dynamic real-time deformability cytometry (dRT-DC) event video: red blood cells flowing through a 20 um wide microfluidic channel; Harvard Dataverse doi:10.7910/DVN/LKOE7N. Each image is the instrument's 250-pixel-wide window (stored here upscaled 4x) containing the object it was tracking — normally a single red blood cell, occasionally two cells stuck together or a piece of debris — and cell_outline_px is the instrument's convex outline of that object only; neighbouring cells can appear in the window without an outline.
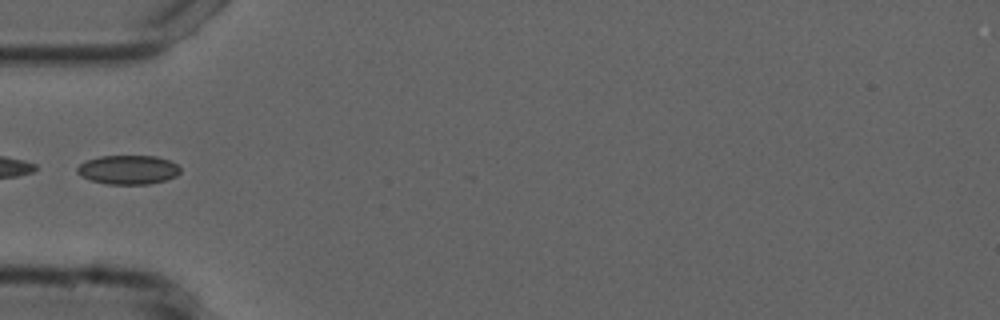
{"species": "common noctule bat (a hibernating species)", "species_latin": "Nyctalus noctula", "temperature_condition": "cold", "stored_images_in_passage": 19, "camera_frame_rate_fps": 3000, "um_per_image_px": 0.085, "animal": {"sex": "male", "forearm_length_mm": 52.5}, "frame": {"image": 1, "passage_image": 1, "time_ms": 0.0, "image_size_px": [1000, 320], "cell_outline_px": [[180, 172], [176, 176], [164, 180], [148, 184], [108, 184], [88, 180], [80, 176], [76, 172], [76, 168], [80, 164], [88, 160], [100, 156], [156, 156], [168, 160], [176, 164], [180, 168]], "centroid_in_image_um": [10.86, 14.43], "position_along_channel_um": 74.1, "area_um2": 17.46}}